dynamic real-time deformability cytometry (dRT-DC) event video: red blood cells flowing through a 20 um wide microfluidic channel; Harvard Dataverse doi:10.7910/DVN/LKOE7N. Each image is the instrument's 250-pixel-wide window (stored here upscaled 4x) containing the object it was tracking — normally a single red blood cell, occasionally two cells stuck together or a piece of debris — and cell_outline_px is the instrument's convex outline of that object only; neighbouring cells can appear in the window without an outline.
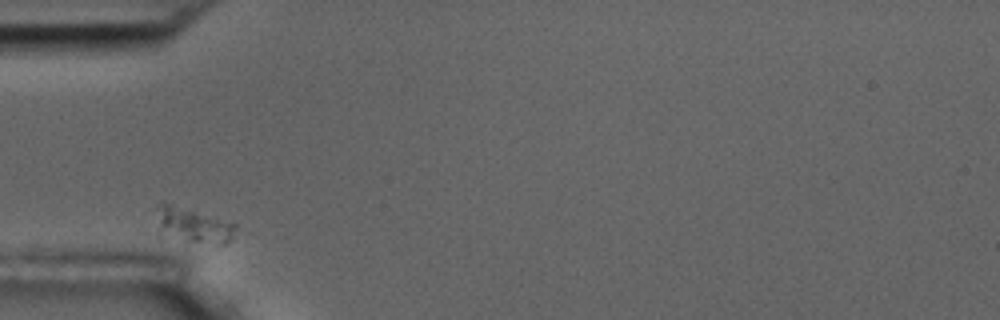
{"species": "common noctule bat (a hibernating species)", "species_latin": "Nyctalus noctula", "temperature_condition": "room temperature", "stored_images_in_passage": 2, "camera_frame_rate_fps": 3000, "um_per_image_px": 0.085, "animal": {"sex": "male", "body_mass_g": 17.5, "forearm_length_mm": 52.3}, "frame": {"image": 1, "passage_image": 1, "time_ms": 0.0, "image_size_px": [1000, 320], "cell_outline_px": [[240, 232], [228, 244], [216, 244], [188, 240], [160, 228], [160, 200], [164, 200], [236, 224], [240, 228]], "centroid_in_image_um": [16.65, 19.11], "position_along_channel_um": 68.3, "area_um2": 15.49}}